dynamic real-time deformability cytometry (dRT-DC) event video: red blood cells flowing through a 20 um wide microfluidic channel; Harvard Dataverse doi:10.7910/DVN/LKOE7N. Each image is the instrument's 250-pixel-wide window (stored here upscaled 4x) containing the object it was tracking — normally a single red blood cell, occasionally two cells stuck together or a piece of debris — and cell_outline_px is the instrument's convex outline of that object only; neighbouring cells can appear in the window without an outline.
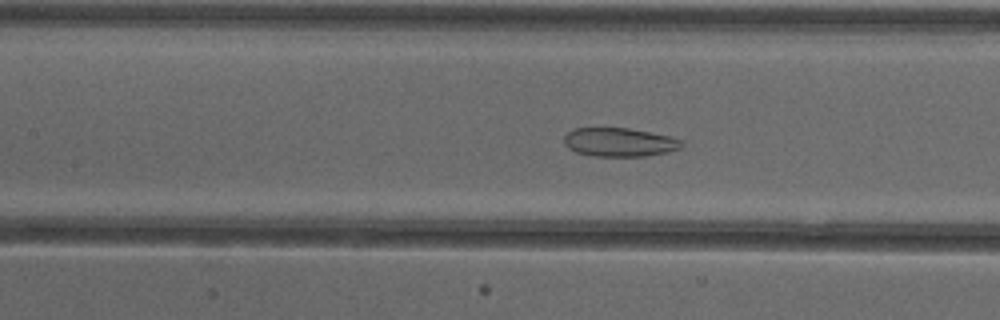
{"species": "common noctule bat (a hibernating species)", "species_latin": "Nyctalus noctula", "temperature_condition": "cold", "stored_images_in_passage": 54, "camera_frame_rate_fps": 3000, "um_per_image_px": 0.085, "animal": {"sex": "female"}, "frame": {"image": 1, "passage_image": 25, "time_ms": 8.0, "image_size_px": [1000, 320], "cell_outline_px": [[684, 144], [680, 148], [668, 152], [644, 156], [592, 156], [576, 152], [568, 148], [564, 144], [564, 136], [568, 132], [576, 128], [628, 128], [668, 136], [680, 140]], "centroid_in_image_um": [52.62, 12.09], "position_along_channel_um": 154.8, "area_um2": 19.54}}
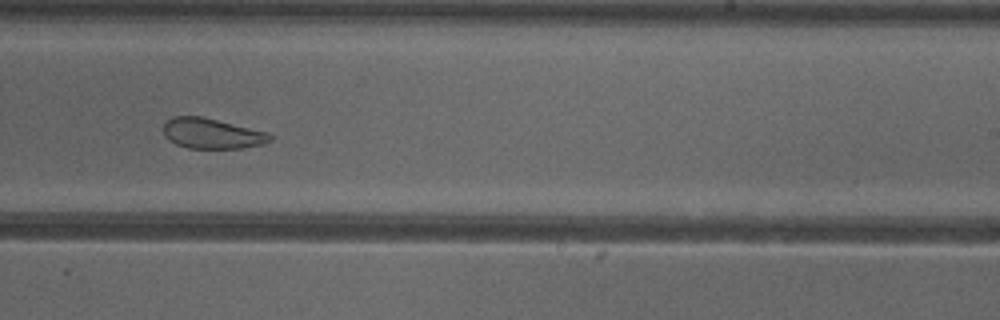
{"frame": {"image": 2, "passage_image": 34, "time_ms": 11.0, "image_size_px": [1000, 320], "cell_outline_px": [[272, 140], [264, 144], [240, 148], [188, 148], [176, 144], [168, 140], [164, 136], [164, 124], [172, 116], [200, 116], [268, 132], [272, 136]], "centroid_in_image_um": [18.01, 11.35], "position_along_channel_um": 271.0, "area_um2": 18.79}}
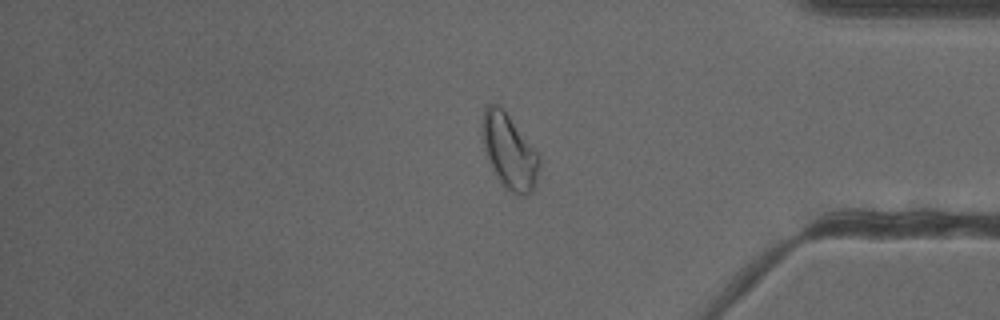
{"frame": {"image": 3, "passage_image": 45, "time_ms": 14.667, "image_size_px": [1000, 320], "cell_outline_px": [[540, 164], [536, 184], [524, 196], [520, 196], [504, 188], [496, 176], [488, 160], [484, 148], [480, 128], [480, 124], [484, 108], [488, 104], [496, 104], [504, 108], [540, 152]], "centroid_in_image_um": [43.29, 12.81], "position_along_channel_um": 391.9, "area_um2": 25.66}, "authors_computed_cell_mechanics": {"area_um2": 25.8077, "velocity_mm_per_s": 3.883, "shape_relaxation_time_tau1_ms": null, "shape_relaxation_time_tau2_ms": 2.6319, "deformation_change_tau1": null, "deformation_change_tau2": 0.0965}}